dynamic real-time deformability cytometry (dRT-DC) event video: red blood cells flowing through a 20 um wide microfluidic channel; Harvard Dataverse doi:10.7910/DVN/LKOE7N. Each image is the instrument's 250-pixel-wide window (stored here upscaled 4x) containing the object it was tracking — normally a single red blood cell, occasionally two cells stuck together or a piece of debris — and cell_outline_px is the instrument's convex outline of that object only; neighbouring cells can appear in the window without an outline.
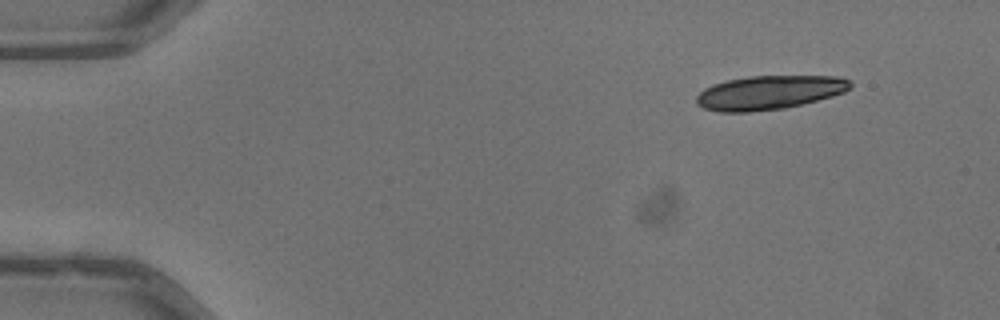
{"species": "common noctule bat (a hibernating species)", "species_latin": "Nyctalus noctula", "temperature_condition": "warm", "stored_images_in_passage": 15, "camera_frame_rate_fps": 3000, "um_per_image_px": 0.085, "animal": {"sex": "male", "body_mass_g": 13.3}, "frame": {"image": 1, "passage_image": 1, "time_ms": 0.0, "image_size_px": [1000, 320], "cell_outline_px": [[852, 88], [844, 92], [832, 96], [784, 108], [748, 112], [720, 112], [704, 108], [696, 104], [696, 96], [704, 88], [712, 84], [728, 80], [748, 76], [836, 76], [848, 80], [852, 84]], "centroid_in_image_um": [65.35, 7.86], "position_along_channel_um": 19.6, "area_um2": 30.35}}